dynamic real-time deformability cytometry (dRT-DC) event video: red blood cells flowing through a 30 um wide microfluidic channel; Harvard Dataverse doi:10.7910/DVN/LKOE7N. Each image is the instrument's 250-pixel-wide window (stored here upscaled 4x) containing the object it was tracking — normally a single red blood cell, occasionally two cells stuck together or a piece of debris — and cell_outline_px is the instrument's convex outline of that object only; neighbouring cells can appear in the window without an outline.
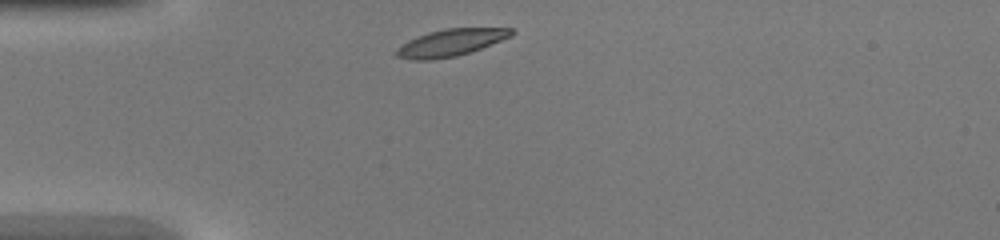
{"species": "common noctule bat (a hibernating species)", "species_latin": "Nyctalus noctula", "temperature_condition": "warm", "stored_images_in_passage": 28, "camera_frame_rate_fps": 3000, "um_per_image_px": 0.085, "animal": {"sex": "female", "body_mass_g": 20.0, "forearm_length_mm": 54.0}, "frame": {"image": 1, "passage_image": 1, "time_ms": 0.0, "image_size_px": [1000, 240], "cell_outline_px": [[516, 32], [512, 36], [480, 48], [456, 56], [432, 60], [412, 60], [396, 56], [392, 52], [396, 48], [408, 40], [428, 32], [444, 28], [512, 28]], "centroid_in_image_um": [38.27, 3.62], "position_along_channel_um": 46.7, "area_um2": 18.15}}
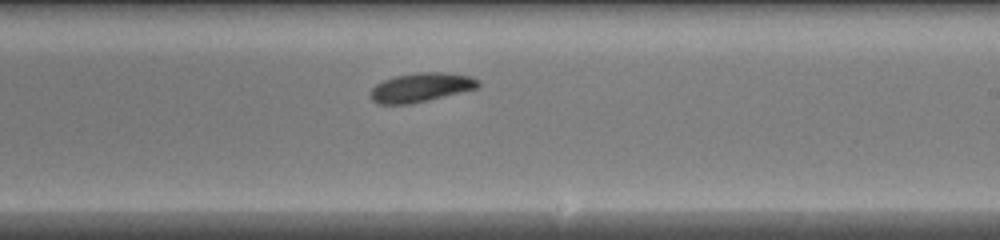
{"frame": {"image": 2, "passage_image": 16, "time_ms": 5.0, "image_size_px": [1000, 240], "cell_outline_px": [[480, 84], [476, 88], [428, 100], [408, 104], [376, 104], [372, 100], [368, 92], [376, 84], [384, 80], [396, 76], [420, 72], [444, 72], [472, 76], [480, 80]], "centroid_in_image_um": [35.76, 7.43], "position_along_channel_um": 253.2, "area_um2": 18.21}}
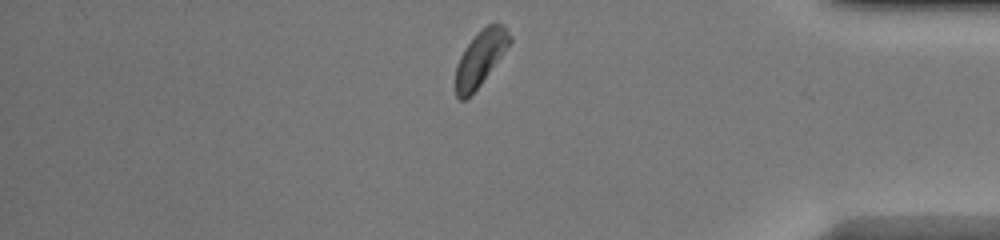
{"frame": {"image": 3, "passage_image": 27, "time_ms": 8.667, "image_size_px": [1000, 240], "cell_outline_px": [[512, 40], [480, 84], [464, 100], [460, 100], [456, 96], [456, 64], [464, 48], [488, 24], [500, 24], [512, 36]], "centroid_in_image_um": [40.81, 4.96], "position_along_channel_um": 394.4, "area_um2": 16.53}}